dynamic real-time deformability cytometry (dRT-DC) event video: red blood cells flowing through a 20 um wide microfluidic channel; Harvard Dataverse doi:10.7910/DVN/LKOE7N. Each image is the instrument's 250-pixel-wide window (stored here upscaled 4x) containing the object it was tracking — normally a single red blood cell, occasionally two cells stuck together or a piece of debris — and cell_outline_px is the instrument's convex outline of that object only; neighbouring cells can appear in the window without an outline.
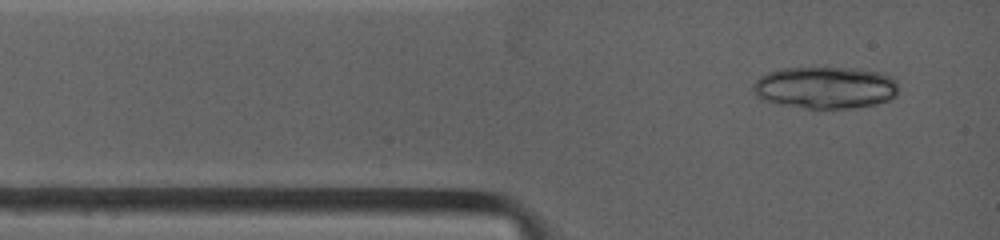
{"species": "common noctule bat (a hibernating species)", "species_latin": "Nyctalus noctula", "temperature_condition": "warm", "stored_images_in_passage": 5, "camera_frame_rate_fps": 4500, "um_per_image_px": 0.085, "animal": {"sex": "female", "body_mass_g": 19.0, "forearm_length_mm": 53.3}, "frame": {"image": 1, "passage_image": 3, "time_ms": 0.667, "image_size_px": [1000, 240], "cell_outline_px": [[896, 96], [888, 100], [876, 104], [856, 108], [808, 108], [776, 104], [764, 100], [756, 96], [752, 88], [752, 84], [760, 76], [768, 72], [780, 68], [852, 68], [880, 72], [892, 76], [896, 80]], "centroid_in_image_um": [70.13, 7.44], "position_along_channel_um": 14.9, "area_um2": 35.78}}